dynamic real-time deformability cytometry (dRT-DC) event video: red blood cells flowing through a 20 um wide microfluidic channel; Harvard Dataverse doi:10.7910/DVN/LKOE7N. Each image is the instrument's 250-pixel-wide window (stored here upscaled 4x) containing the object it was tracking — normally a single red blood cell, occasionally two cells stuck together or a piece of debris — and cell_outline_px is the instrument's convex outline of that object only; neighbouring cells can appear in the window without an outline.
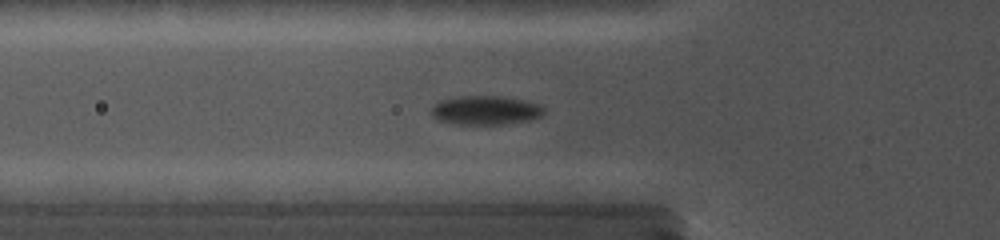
{"species": "common noctule bat (a hibernating species)", "species_latin": "Nyctalus noctula", "temperature_condition": "cold", "stored_images_in_passage": 66, "camera_frame_rate_fps": 5000, "um_per_image_px": 0.085, "animal": {"sex": "female", "body_mass_g": 19.0, "forearm_length_mm": 56.7}, "frame": {"image": 1, "passage_image": 20, "time_ms": 6.0, "image_size_px": [1000, 240], "cell_outline_px": [[544, 112], [540, 116], [532, 120], [504, 124], [460, 124], [436, 120], [432, 116], [432, 108], [440, 100], [460, 96], [500, 96], [524, 100], [536, 104], [544, 108]], "centroid_in_image_um": [41.27, 9.38], "position_along_channel_um": 84.5, "area_um2": 18.9}}
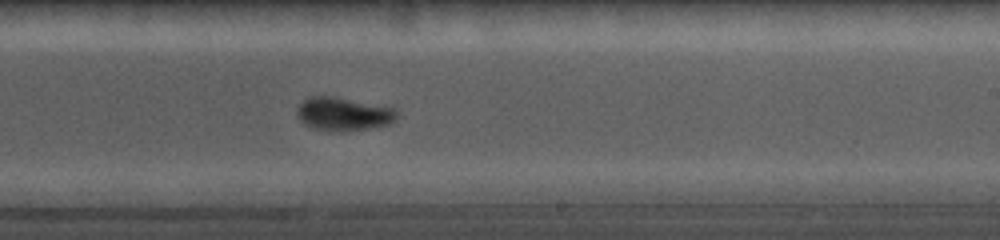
{"frame": {"image": 2, "passage_image": 35, "time_ms": 10.6, "image_size_px": [1000, 240], "cell_outline_px": [[396, 120], [388, 124], [368, 128], [312, 128], [304, 124], [300, 120], [296, 112], [296, 108], [304, 100], [312, 96], [332, 96], [396, 108]], "centroid_in_image_um": [29.18, 9.63], "position_along_channel_um": 259.8, "area_um2": 18.5}}
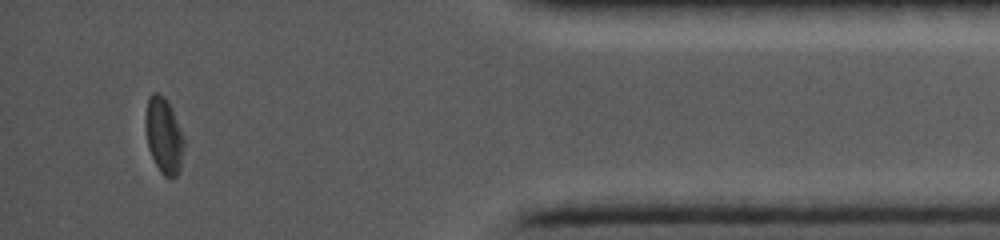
{"frame": {"image": 3, "passage_image": 60, "time_ms": 15.6, "image_size_px": [1000, 240], "cell_outline_px": [[184, 144], [180, 172], [176, 176], [164, 176], [160, 172], [148, 148], [144, 128], [144, 116], [148, 96], [152, 92], [160, 92], [164, 96], [184, 136]], "centroid_in_image_um": [13.89, 11.5], "position_along_channel_um": 421.3, "area_um2": 17.17}}